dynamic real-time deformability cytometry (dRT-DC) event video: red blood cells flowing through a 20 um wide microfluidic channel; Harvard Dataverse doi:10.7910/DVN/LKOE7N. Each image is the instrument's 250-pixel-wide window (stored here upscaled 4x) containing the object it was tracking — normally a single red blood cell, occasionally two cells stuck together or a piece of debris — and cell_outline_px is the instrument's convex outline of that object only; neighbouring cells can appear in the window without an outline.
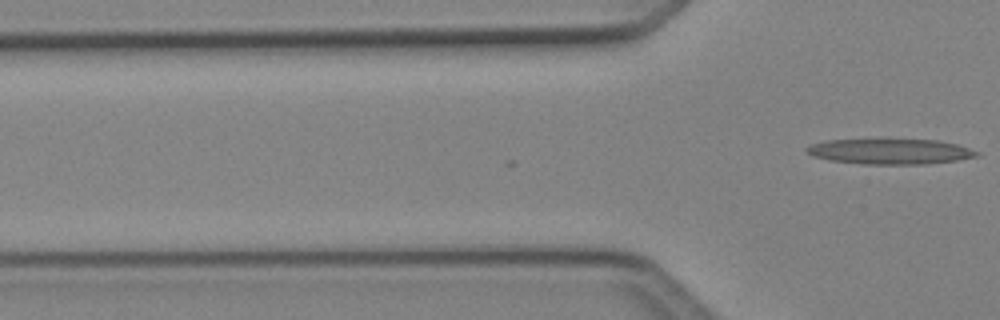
{"species": "Egyptian fruit bat (a non-hibernating species)", "species_latin": "Rousettus aegyptiacus", "temperature_condition": "cold", "stored_images_in_passage": 3, "camera_frame_rate_fps": 3000, "um_per_image_px": 0.085, "animal": {"sex": "female"}, "frame": {"image": 1, "passage_image": 3, "time_ms": 0.667, "image_size_px": [1000, 320], "cell_outline_px": [[980, 156], [956, 160], [924, 164], [864, 164], [828, 160], [812, 156], [804, 148], [812, 144], [828, 140], [940, 140], [956, 144], [980, 152]], "centroid_in_image_um": [75.67, 12.88], "position_along_channel_um": 50.1, "area_um2": 24.91}}